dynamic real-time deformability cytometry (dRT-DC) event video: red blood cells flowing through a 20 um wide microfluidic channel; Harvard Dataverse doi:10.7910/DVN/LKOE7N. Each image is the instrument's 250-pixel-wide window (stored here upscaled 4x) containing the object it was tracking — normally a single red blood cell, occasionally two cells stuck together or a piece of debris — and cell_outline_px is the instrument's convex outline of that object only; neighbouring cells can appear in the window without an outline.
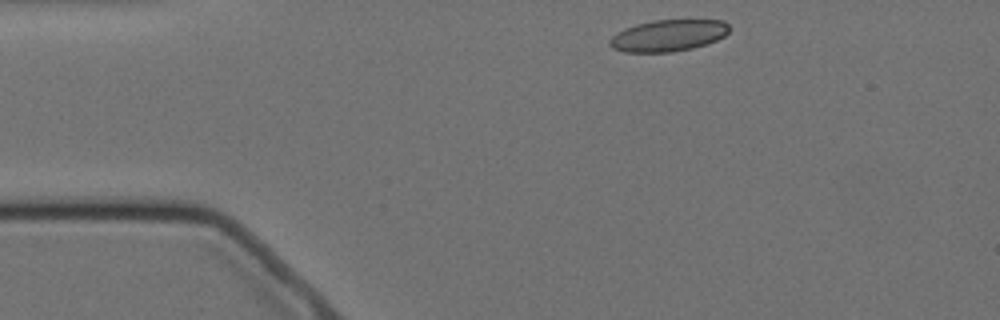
{"species": "Egyptian fruit bat (a non-hibernating species)", "species_latin": "Rousettus aegyptiacus", "temperature_condition": "cold", "stored_images_in_passage": 5, "camera_frame_rate_fps": 3000, "um_per_image_px": 0.085, "animal": {"sex": "female"}, "frame": {"image": 1, "passage_image": 1, "time_ms": 0.0, "image_size_px": [1000, 320], "cell_outline_px": [[728, 32], [724, 36], [716, 40], [692, 48], [672, 52], [624, 52], [612, 48], [608, 44], [608, 40], [616, 32], [624, 28], [636, 24], [652, 20], [724, 20], [728, 24]], "centroid_in_image_um": [56.75, 3.02], "position_along_channel_um": 28.3, "area_um2": 22.08}}
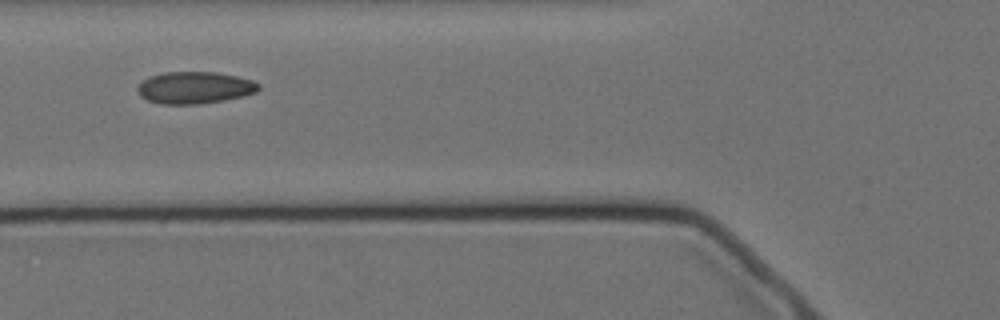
{"frame": {"image": 2, "passage_image": 4, "time_ms": 3.667, "image_size_px": [1000, 320], "cell_outline_px": [[260, 88], [256, 92], [240, 96], [200, 104], [160, 104], [148, 100], [140, 96], [136, 88], [148, 76], [164, 72], [216, 72], [236, 76], [252, 80], [260, 84]], "centroid_in_image_um": [16.51, 7.44], "position_along_channel_um": 109.3, "area_um2": 22.43}}
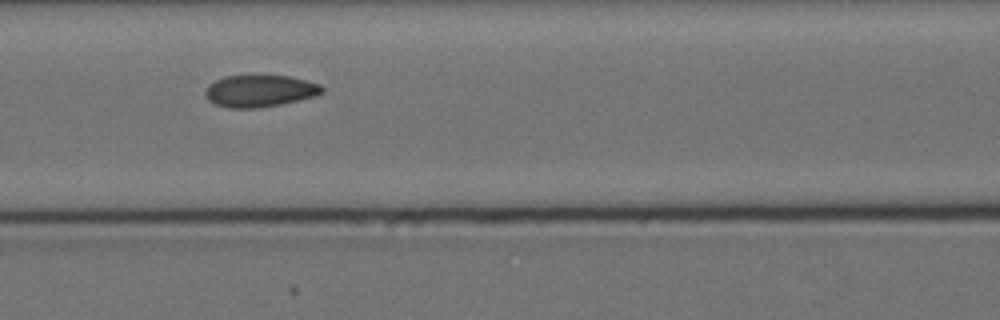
{"frame": {"image": 3, "passage_image": 5, "time_ms": 4.667, "image_size_px": [1000, 320], "cell_outline_px": [[324, 92], [316, 96], [280, 104], [252, 108], [228, 108], [216, 104], [208, 100], [204, 92], [208, 84], [224, 76], [288, 76], [320, 84], [324, 88]], "centroid_in_image_um": [22.07, 7.73], "position_along_channel_um": 144.5, "area_um2": 21.56}}